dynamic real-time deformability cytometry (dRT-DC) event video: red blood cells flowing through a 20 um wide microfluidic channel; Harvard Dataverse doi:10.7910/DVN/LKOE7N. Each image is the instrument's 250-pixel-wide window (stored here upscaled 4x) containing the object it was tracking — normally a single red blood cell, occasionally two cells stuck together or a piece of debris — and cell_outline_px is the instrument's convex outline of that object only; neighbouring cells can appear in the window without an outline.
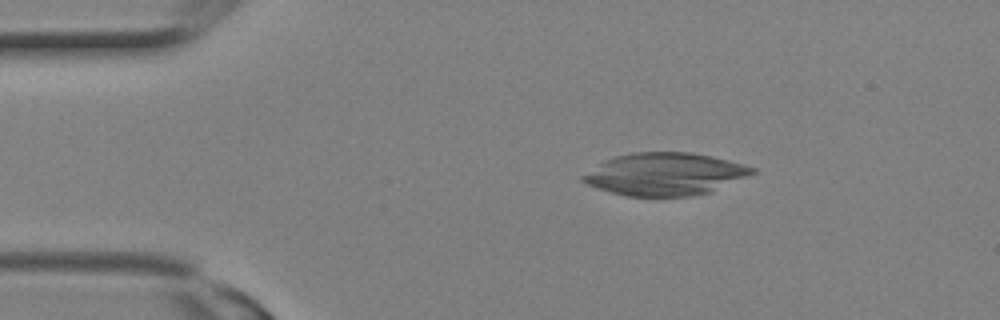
{"species": "Egyptian fruit bat (a non-hibernating species)", "species_latin": "Rousettus aegyptiacus", "temperature_condition": "room temperature", "stored_images_in_passage": 2, "camera_frame_rate_fps": 3000, "um_per_image_px": 0.085, "animal": {"sex": "female"}, "frame": {"image": 1, "passage_image": 1, "time_ms": 0.0, "image_size_px": [1000, 320], "cell_outline_px": [[756, 172], [708, 192], [688, 196], [628, 196], [612, 192], [588, 184], [580, 180], [580, 176], [604, 160], [616, 156], [632, 152], [688, 152], [712, 156], [744, 164], [756, 168]], "centroid_in_image_um": [56.49, 14.78], "position_along_channel_um": 28.5, "area_um2": 41.44}}